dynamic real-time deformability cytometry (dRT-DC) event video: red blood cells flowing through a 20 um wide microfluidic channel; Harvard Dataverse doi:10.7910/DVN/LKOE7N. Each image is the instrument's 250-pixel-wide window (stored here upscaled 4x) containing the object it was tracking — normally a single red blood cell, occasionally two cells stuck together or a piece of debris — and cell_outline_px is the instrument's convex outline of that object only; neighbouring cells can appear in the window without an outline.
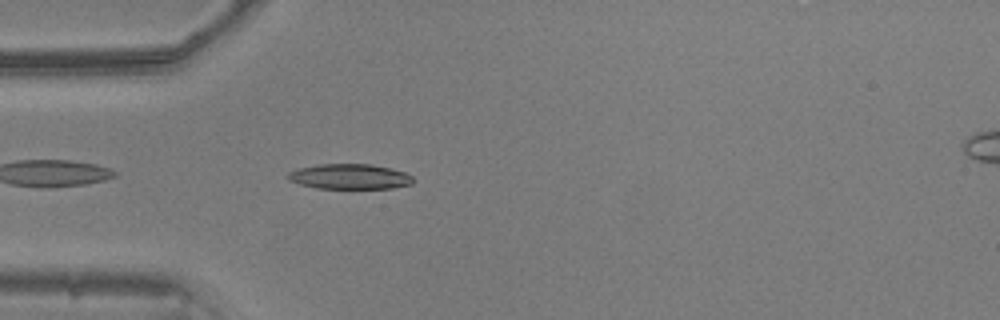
{"species": "common noctule bat (a hibernating species)", "species_latin": "Nyctalus noctula", "temperature_condition": "warm", "stored_images_in_passage": 36, "camera_frame_rate_fps": 3000, "um_per_image_px": 0.085, "animal": {"sex": "male", "body_mass_g": 20.5, "forearm_length_mm": 52.5}, "frame": {"image": 1, "passage_image": 3, "time_ms": 0.667, "image_size_px": [1000, 320], "cell_outline_px": [[412, 184], [392, 188], [316, 188], [300, 184], [288, 180], [288, 172], [296, 168], [316, 164], [372, 164], [404, 172], [412, 176]], "centroid_in_image_um": [29.68, 15.0], "position_along_channel_um": 55.3, "area_um2": 18.32}}
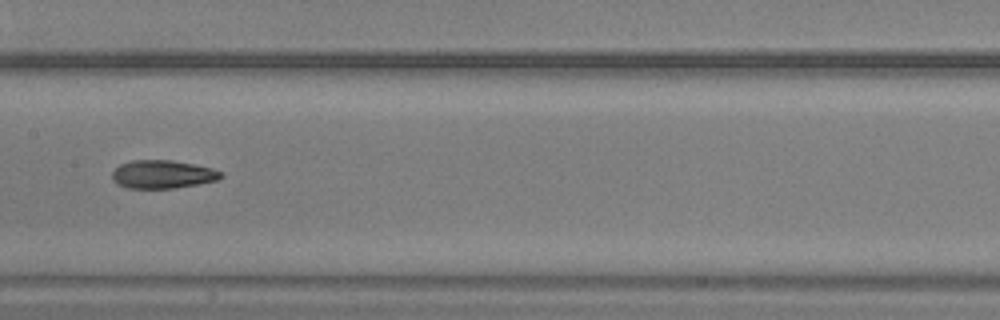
{"frame": {"image": 2, "passage_image": 14, "time_ms": 4.333, "image_size_px": [1000, 320], "cell_outline_px": [[224, 176], [216, 180], [196, 184], [172, 188], [128, 188], [116, 184], [112, 180], [112, 172], [120, 164], [132, 160], [172, 160], [212, 168], [224, 172]], "centroid_in_image_um": [13.8, 14.81], "position_along_channel_um": 193.6, "area_um2": 17.86}}
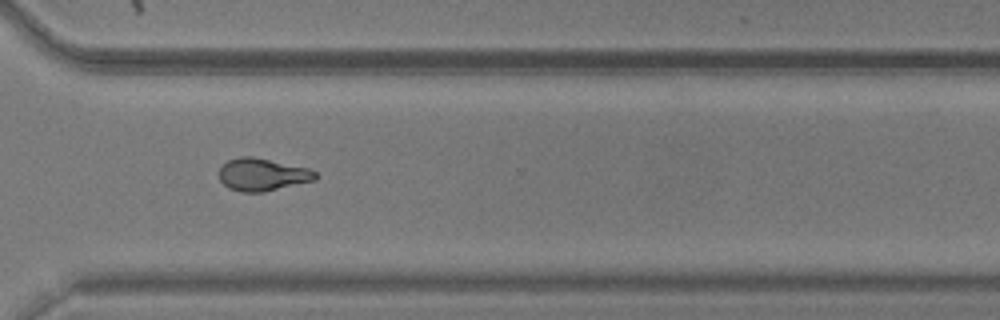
{"frame": {"image": 3, "passage_image": 26, "time_ms": 8.333, "image_size_px": [1000, 320], "cell_outline_px": [[316, 180], [264, 192], [240, 192], [228, 188], [220, 180], [220, 168], [228, 160], [240, 156], [252, 156], [308, 168], [316, 172]], "centroid_in_image_um": [22.3, 14.84], "position_along_channel_um": 348.3, "area_um2": 18.21}, "authors_computed_cell_mechanics": {"area_um2": 18.2648, "velocity_mm_per_s": 3.8874, "shape_relaxation_time_tau1_ms": null, "shape_relaxation_time_tau2_ms": 2.5908, "deformation_change_tau1": null, "deformation_change_tau2": 0.1012}}